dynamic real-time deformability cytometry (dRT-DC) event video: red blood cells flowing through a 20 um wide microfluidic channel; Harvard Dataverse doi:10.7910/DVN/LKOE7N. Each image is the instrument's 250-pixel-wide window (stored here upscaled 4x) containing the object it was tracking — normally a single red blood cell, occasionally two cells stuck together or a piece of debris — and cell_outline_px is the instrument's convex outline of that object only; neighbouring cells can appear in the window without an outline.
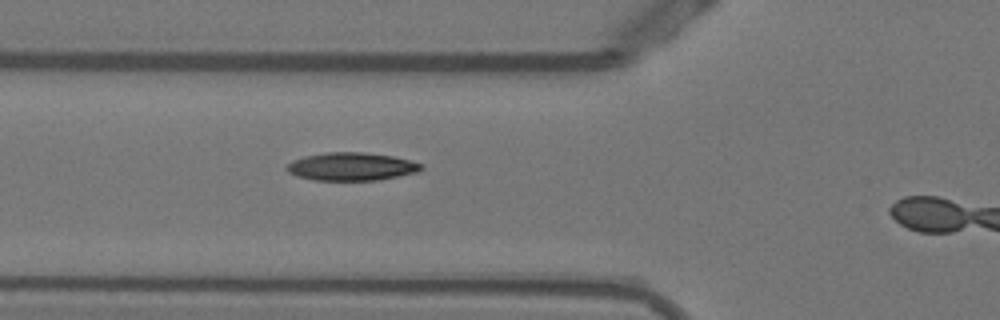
{"species": "Egyptian fruit bat (a non-hibernating species)", "species_latin": "Rousettus aegyptiacus", "temperature_condition": "warm", "stored_images_in_passage": 25, "camera_frame_rate_fps": 3000, "um_per_image_px": 0.085, "animal": {"sex": "female"}, "frame": {"image": 1, "passage_image": 11, "time_ms": 3.333, "image_size_px": [1000, 320], "cell_outline_px": [[424, 168], [416, 172], [380, 180], [312, 180], [296, 176], [288, 172], [284, 168], [292, 160], [304, 156], [324, 152], [364, 152], [392, 156], [424, 164]], "centroid_in_image_um": [29.84, 14.15], "position_along_channel_um": 96.0, "area_um2": 22.08}}
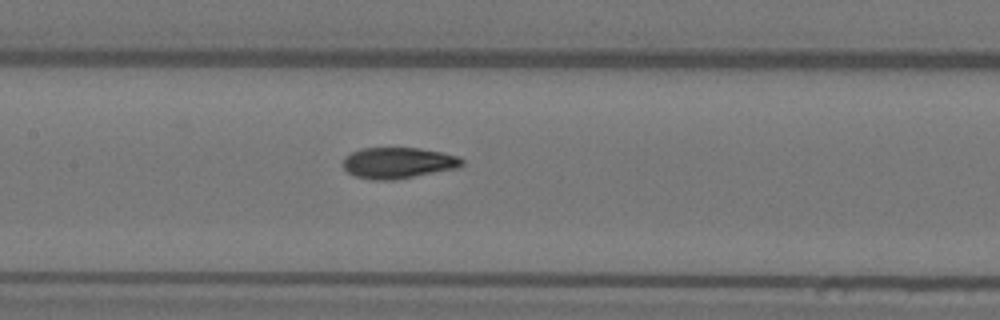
{"frame": {"image": 2, "passage_image": 17, "time_ms": 5.333, "image_size_px": [1000, 320], "cell_outline_px": [[464, 164], [460, 168], [396, 180], [376, 180], [356, 176], [348, 172], [344, 168], [344, 156], [360, 148], [420, 148], [460, 156], [464, 160]], "centroid_in_image_um": [33.9, 13.85], "position_along_channel_um": 173.5, "area_um2": 21.73}}
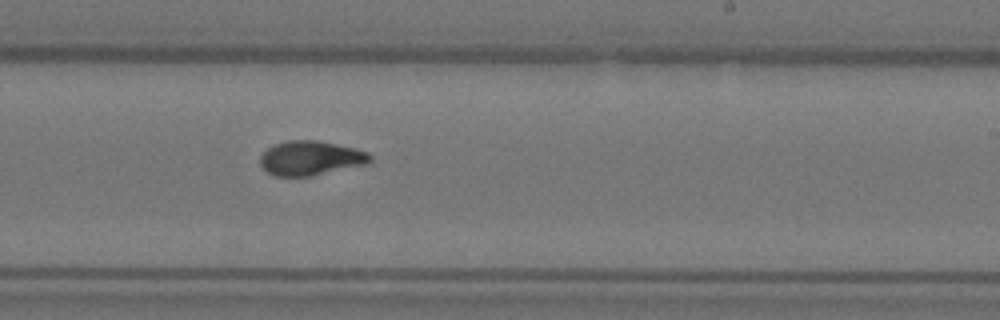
{"frame": {"image": 3, "passage_image": 24, "time_ms": 7.667, "image_size_px": [1000, 320], "cell_outline_px": [[372, 164], [312, 176], [276, 176], [268, 172], [260, 164], [260, 156], [272, 144], [288, 140], [316, 140], [356, 148], [368, 152], [372, 156]], "centroid_in_image_um": [26.47, 13.44], "position_along_channel_um": 262.5, "area_um2": 22.43}}